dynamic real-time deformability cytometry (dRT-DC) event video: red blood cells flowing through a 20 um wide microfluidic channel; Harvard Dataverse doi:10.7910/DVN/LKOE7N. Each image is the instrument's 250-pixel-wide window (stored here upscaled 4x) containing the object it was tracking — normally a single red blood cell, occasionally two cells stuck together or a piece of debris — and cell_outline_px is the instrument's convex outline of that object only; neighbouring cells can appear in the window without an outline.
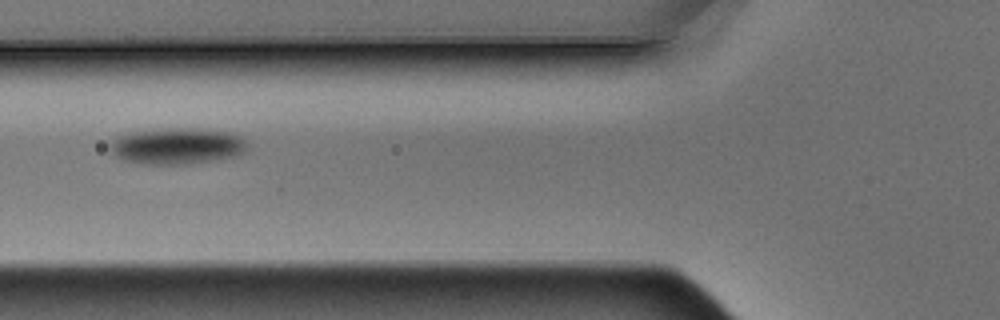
{"species": "Egyptian fruit bat (a non-hibernating species)", "species_latin": "Rousettus aegyptiacus", "temperature_condition": "warm", "stored_images_in_passage": 5, "segment_of_instrument_passage": [1, 2], "camera_frame_rate_fps": 3000, "um_per_image_px": 0.085, "animal": {"sex": "male"}, "frame": {"image": 1, "passage_image": 2, "time_ms": 0.333, "image_size_px": [1000, 320], "cell_outline_px": [[244, 152], [232, 156], [188, 164], [144, 164], [124, 160], [116, 156], [112, 152], [112, 144], [120, 136], [132, 132], [176, 128], [196, 128], [232, 132], [240, 136], [244, 140]], "centroid_in_image_um": [15.07, 12.41], "position_along_channel_um": 110.7, "area_um2": 28.26}}
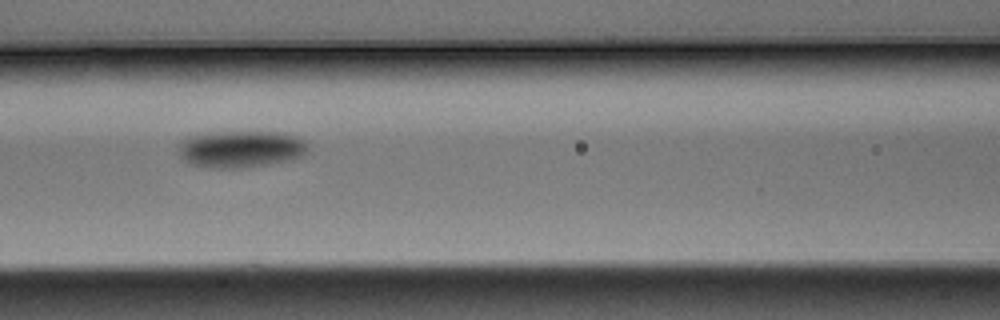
{"frame": {"image": 2, "passage_image": 3, "time_ms": 0.667, "image_size_px": [1000, 320], "cell_outline_px": [[308, 148], [300, 156], [292, 160], [268, 164], [240, 168], [208, 168], [192, 164], [184, 160], [180, 152], [180, 144], [184, 140], [192, 136], [224, 132], [284, 132], [296, 136], [304, 140], [308, 144]], "centroid_in_image_um": [20.53, 12.68], "position_along_channel_um": 146.1, "area_um2": 27.51}}
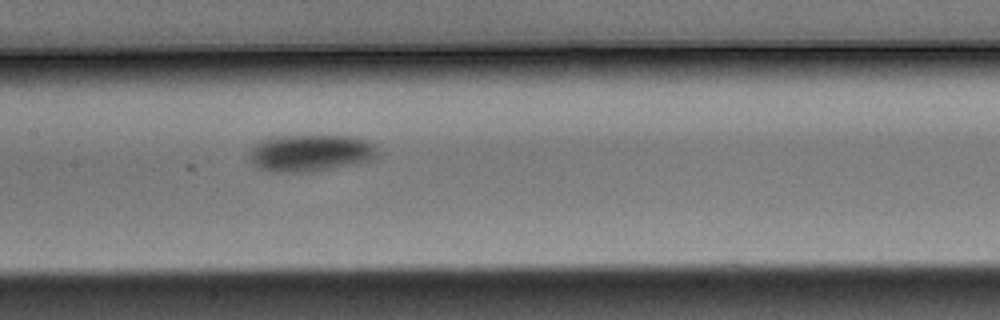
{"frame": {"image": 3, "passage_image": 4, "time_ms": 1.0, "image_size_px": [1000, 320], "cell_outline_px": [[376, 156], [368, 160], [308, 172], [280, 172], [260, 168], [252, 160], [252, 148], [260, 140], [268, 136], [352, 136], [364, 140], [372, 144], [376, 152]], "centroid_in_image_um": [26.34, 12.98], "position_along_channel_um": 181.1, "area_um2": 26.65}}